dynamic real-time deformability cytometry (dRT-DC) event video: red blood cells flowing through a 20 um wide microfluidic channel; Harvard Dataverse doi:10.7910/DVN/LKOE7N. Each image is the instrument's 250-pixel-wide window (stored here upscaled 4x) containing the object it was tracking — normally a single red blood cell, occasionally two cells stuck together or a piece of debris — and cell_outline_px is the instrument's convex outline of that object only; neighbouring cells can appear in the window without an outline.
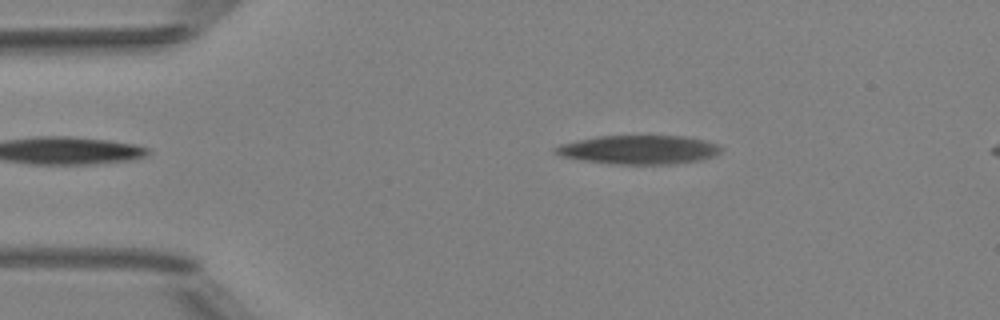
{"species": "Egyptian fruit bat (a non-hibernating species)", "species_latin": "Rousettus aegyptiacus", "temperature_condition": "room temperature", "stored_images_in_passage": 48, "camera_frame_rate_fps": 3000, "um_per_image_px": 0.085, "animal": {"sex": "female"}, "frame": {"image": 1, "passage_image": 2, "time_ms": 0.333, "image_size_px": [1000, 320], "cell_outline_px": [[724, 148], [716, 156], [700, 160], [676, 164], [608, 164], [580, 160], [560, 156], [552, 152], [552, 148], [560, 144], [596, 136], [684, 136], [704, 140], [720, 144]], "centroid_in_image_um": [54.3, 12.73], "position_along_channel_um": 30.7, "area_um2": 28.32}}
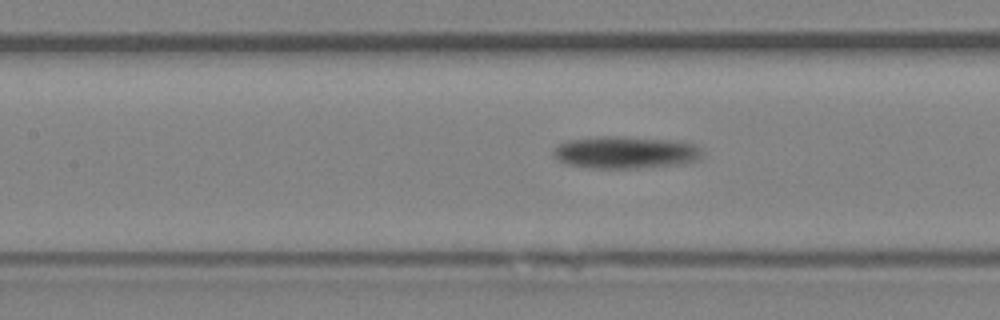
{"frame": {"image": 2, "passage_image": 17, "time_ms": 5.333, "image_size_px": [1000, 320], "cell_outline_px": [[704, 156], [696, 160], [684, 164], [640, 168], [588, 168], [564, 164], [552, 156], [552, 152], [556, 144], [572, 140], [600, 136], [620, 136], [668, 140], [692, 144], [700, 148], [704, 152]], "centroid_in_image_um": [53.13, 12.97], "position_along_channel_um": 154.3, "area_um2": 28.21}}
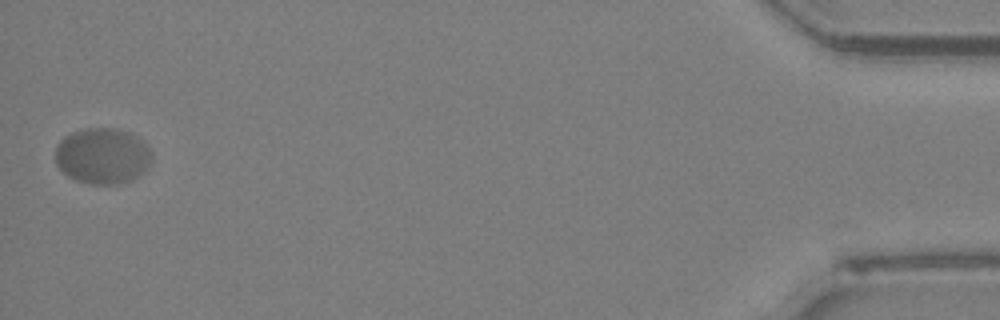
{"frame": {"image": 3, "passage_image": 48, "time_ms": 15.667, "image_size_px": [1000, 320], "cell_outline_px": [[152, 160], [144, 172], [132, 180], [120, 184], [88, 184], [76, 180], [68, 176], [56, 164], [56, 144], [64, 136], [72, 132], [84, 128], [112, 128], [128, 132], [136, 136], [148, 144], [152, 152]], "centroid_in_image_um": [8.73, 13.25], "position_along_channel_um": 426.5, "area_um2": 31.79}}